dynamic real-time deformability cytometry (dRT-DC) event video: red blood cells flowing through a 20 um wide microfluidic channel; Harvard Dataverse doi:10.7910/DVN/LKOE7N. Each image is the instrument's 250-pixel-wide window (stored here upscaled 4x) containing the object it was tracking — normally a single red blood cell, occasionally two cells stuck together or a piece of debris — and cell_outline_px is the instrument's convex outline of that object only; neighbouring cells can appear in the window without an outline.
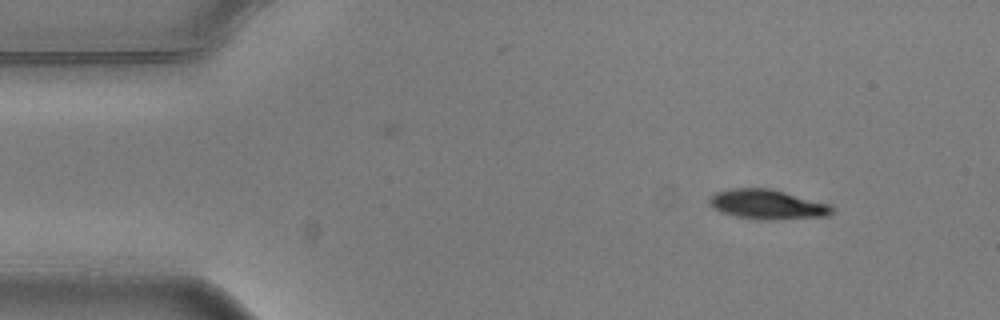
{"species": "common noctule bat (a hibernating species)", "species_latin": "Nyctalus noctula", "temperature_condition": "warm", "stored_images_in_passage": 4, "camera_frame_rate_fps": 3000, "um_per_image_px": 0.085, "animal": {"sex": "male", "body_mass_g": 20.5, "forearm_length_mm": 52.5}, "frame": {"image": 1, "passage_image": 1, "time_ms": 0.0, "image_size_px": [1000, 320], "cell_outline_px": [[836, 208], [828, 216], [772, 220], [760, 220], [736, 216], [720, 212], [712, 208], [708, 204], [708, 196], [716, 192], [732, 188], [772, 188], [832, 204]], "centroid_in_image_um": [65.24, 17.37], "position_along_channel_um": 19.8, "area_um2": 21.73}}
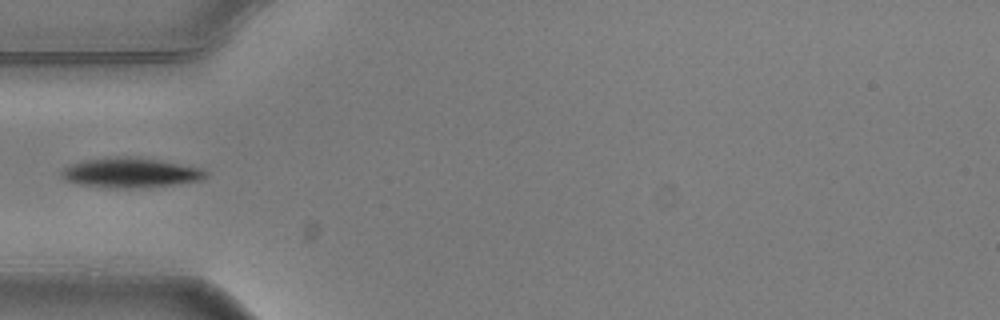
{"frame": {"image": 2, "passage_image": 4, "time_ms": 1.0, "image_size_px": [1000, 320], "cell_outline_px": [[208, 176], [204, 180], [140, 188], [116, 188], [80, 184], [64, 180], [60, 172], [64, 168], [72, 164], [84, 160], [120, 156], [136, 156], [160, 160], [204, 168], [208, 172]], "centroid_in_image_um": [11.15, 14.67], "position_along_channel_um": 73.8, "area_um2": 25.2}}